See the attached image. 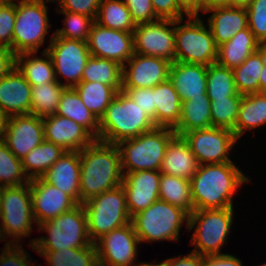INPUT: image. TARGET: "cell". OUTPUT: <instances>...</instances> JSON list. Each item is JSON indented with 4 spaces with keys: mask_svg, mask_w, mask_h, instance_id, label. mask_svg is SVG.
<instances>
[{
    "mask_svg": "<svg viewBox=\"0 0 266 266\" xmlns=\"http://www.w3.org/2000/svg\"><path fill=\"white\" fill-rule=\"evenodd\" d=\"M36 52L21 53L15 56V67L31 86L57 82L52 59L47 51H42L44 58Z\"/></svg>",
    "mask_w": 266,
    "mask_h": 266,
    "instance_id": "83f0119b",
    "label": "cell"
},
{
    "mask_svg": "<svg viewBox=\"0 0 266 266\" xmlns=\"http://www.w3.org/2000/svg\"><path fill=\"white\" fill-rule=\"evenodd\" d=\"M47 236L31 239L28 246L34 251H54L69 248H84L94 243L90 240L87 217L83 204L62 213L37 226Z\"/></svg>",
    "mask_w": 266,
    "mask_h": 266,
    "instance_id": "277c9868",
    "label": "cell"
},
{
    "mask_svg": "<svg viewBox=\"0 0 266 266\" xmlns=\"http://www.w3.org/2000/svg\"><path fill=\"white\" fill-rule=\"evenodd\" d=\"M49 266H99L96 246L54 251H36Z\"/></svg>",
    "mask_w": 266,
    "mask_h": 266,
    "instance_id": "74e56055",
    "label": "cell"
},
{
    "mask_svg": "<svg viewBox=\"0 0 266 266\" xmlns=\"http://www.w3.org/2000/svg\"><path fill=\"white\" fill-rule=\"evenodd\" d=\"M44 140L42 117L32 114L10 116L3 142L19 160Z\"/></svg>",
    "mask_w": 266,
    "mask_h": 266,
    "instance_id": "d6986e66",
    "label": "cell"
},
{
    "mask_svg": "<svg viewBox=\"0 0 266 266\" xmlns=\"http://www.w3.org/2000/svg\"><path fill=\"white\" fill-rule=\"evenodd\" d=\"M0 241L20 245L21 238L31 236L33 223L30 183L0 188ZM6 237V238H5Z\"/></svg>",
    "mask_w": 266,
    "mask_h": 266,
    "instance_id": "52a82bcc",
    "label": "cell"
},
{
    "mask_svg": "<svg viewBox=\"0 0 266 266\" xmlns=\"http://www.w3.org/2000/svg\"><path fill=\"white\" fill-rule=\"evenodd\" d=\"M0 255V266H37L32 263L31 256L22 248V244H5Z\"/></svg>",
    "mask_w": 266,
    "mask_h": 266,
    "instance_id": "681fc988",
    "label": "cell"
},
{
    "mask_svg": "<svg viewBox=\"0 0 266 266\" xmlns=\"http://www.w3.org/2000/svg\"><path fill=\"white\" fill-rule=\"evenodd\" d=\"M42 51L49 53L58 82L67 88L74 87L81 82L84 68L91 56L87 42L55 37L53 33L49 46ZM59 76L65 77L66 82H62Z\"/></svg>",
    "mask_w": 266,
    "mask_h": 266,
    "instance_id": "7c38bea8",
    "label": "cell"
},
{
    "mask_svg": "<svg viewBox=\"0 0 266 266\" xmlns=\"http://www.w3.org/2000/svg\"><path fill=\"white\" fill-rule=\"evenodd\" d=\"M57 12L65 16L63 19L64 28L54 31V36L87 42L91 27L95 20L92 17L79 13L64 10H57Z\"/></svg>",
    "mask_w": 266,
    "mask_h": 266,
    "instance_id": "ee69618b",
    "label": "cell"
},
{
    "mask_svg": "<svg viewBox=\"0 0 266 266\" xmlns=\"http://www.w3.org/2000/svg\"><path fill=\"white\" fill-rule=\"evenodd\" d=\"M122 70L123 66L113 60L90 56L81 81H97L113 87L118 92L122 90Z\"/></svg>",
    "mask_w": 266,
    "mask_h": 266,
    "instance_id": "e575fe53",
    "label": "cell"
},
{
    "mask_svg": "<svg viewBox=\"0 0 266 266\" xmlns=\"http://www.w3.org/2000/svg\"><path fill=\"white\" fill-rule=\"evenodd\" d=\"M176 135L166 127H155L151 131L118 142L123 175L143 170H160L167 145Z\"/></svg>",
    "mask_w": 266,
    "mask_h": 266,
    "instance_id": "5b68a950",
    "label": "cell"
},
{
    "mask_svg": "<svg viewBox=\"0 0 266 266\" xmlns=\"http://www.w3.org/2000/svg\"><path fill=\"white\" fill-rule=\"evenodd\" d=\"M83 206L88 235L93 243L113 229L131 222L122 185L90 198Z\"/></svg>",
    "mask_w": 266,
    "mask_h": 266,
    "instance_id": "30bf717a",
    "label": "cell"
},
{
    "mask_svg": "<svg viewBox=\"0 0 266 266\" xmlns=\"http://www.w3.org/2000/svg\"><path fill=\"white\" fill-rule=\"evenodd\" d=\"M257 52L261 55L263 69L259 79V92L266 93V44H260Z\"/></svg>",
    "mask_w": 266,
    "mask_h": 266,
    "instance_id": "6f0895ef",
    "label": "cell"
},
{
    "mask_svg": "<svg viewBox=\"0 0 266 266\" xmlns=\"http://www.w3.org/2000/svg\"><path fill=\"white\" fill-rule=\"evenodd\" d=\"M16 18V4L0 3V46L12 51V36Z\"/></svg>",
    "mask_w": 266,
    "mask_h": 266,
    "instance_id": "bcb514c9",
    "label": "cell"
},
{
    "mask_svg": "<svg viewBox=\"0 0 266 266\" xmlns=\"http://www.w3.org/2000/svg\"><path fill=\"white\" fill-rule=\"evenodd\" d=\"M10 116L0 108V142H3L8 129Z\"/></svg>",
    "mask_w": 266,
    "mask_h": 266,
    "instance_id": "680465c9",
    "label": "cell"
},
{
    "mask_svg": "<svg viewBox=\"0 0 266 266\" xmlns=\"http://www.w3.org/2000/svg\"><path fill=\"white\" fill-rule=\"evenodd\" d=\"M32 86L14 67L0 79V108L9 116L31 114Z\"/></svg>",
    "mask_w": 266,
    "mask_h": 266,
    "instance_id": "603a6c76",
    "label": "cell"
},
{
    "mask_svg": "<svg viewBox=\"0 0 266 266\" xmlns=\"http://www.w3.org/2000/svg\"><path fill=\"white\" fill-rule=\"evenodd\" d=\"M29 182L24 173L22 161L8 149L4 142H0V188L20 186Z\"/></svg>",
    "mask_w": 266,
    "mask_h": 266,
    "instance_id": "b9f144b4",
    "label": "cell"
},
{
    "mask_svg": "<svg viewBox=\"0 0 266 266\" xmlns=\"http://www.w3.org/2000/svg\"><path fill=\"white\" fill-rule=\"evenodd\" d=\"M15 56L9 48L0 46V79L15 67Z\"/></svg>",
    "mask_w": 266,
    "mask_h": 266,
    "instance_id": "9f6ffc18",
    "label": "cell"
},
{
    "mask_svg": "<svg viewBox=\"0 0 266 266\" xmlns=\"http://www.w3.org/2000/svg\"><path fill=\"white\" fill-rule=\"evenodd\" d=\"M133 101L153 120L156 126V105L154 103V88H122Z\"/></svg>",
    "mask_w": 266,
    "mask_h": 266,
    "instance_id": "7dc6e473",
    "label": "cell"
},
{
    "mask_svg": "<svg viewBox=\"0 0 266 266\" xmlns=\"http://www.w3.org/2000/svg\"><path fill=\"white\" fill-rule=\"evenodd\" d=\"M242 96H229L211 101L212 127L233 131L238 118Z\"/></svg>",
    "mask_w": 266,
    "mask_h": 266,
    "instance_id": "7bdbcfd3",
    "label": "cell"
},
{
    "mask_svg": "<svg viewBox=\"0 0 266 266\" xmlns=\"http://www.w3.org/2000/svg\"><path fill=\"white\" fill-rule=\"evenodd\" d=\"M212 13L208 26L217 46L228 42L239 31L248 28V15L244 7H216L204 14Z\"/></svg>",
    "mask_w": 266,
    "mask_h": 266,
    "instance_id": "d4e9b609",
    "label": "cell"
},
{
    "mask_svg": "<svg viewBox=\"0 0 266 266\" xmlns=\"http://www.w3.org/2000/svg\"><path fill=\"white\" fill-rule=\"evenodd\" d=\"M199 165L232 162L229 154L238 142L233 131L225 128L209 127L184 133Z\"/></svg>",
    "mask_w": 266,
    "mask_h": 266,
    "instance_id": "4fadbf2b",
    "label": "cell"
},
{
    "mask_svg": "<svg viewBox=\"0 0 266 266\" xmlns=\"http://www.w3.org/2000/svg\"><path fill=\"white\" fill-rule=\"evenodd\" d=\"M262 69V58L257 51L251 54L240 66L232 69L239 94L259 93V79Z\"/></svg>",
    "mask_w": 266,
    "mask_h": 266,
    "instance_id": "60d3db41",
    "label": "cell"
},
{
    "mask_svg": "<svg viewBox=\"0 0 266 266\" xmlns=\"http://www.w3.org/2000/svg\"><path fill=\"white\" fill-rule=\"evenodd\" d=\"M175 20V61L209 66L217 62L218 46L199 16Z\"/></svg>",
    "mask_w": 266,
    "mask_h": 266,
    "instance_id": "9c48e42d",
    "label": "cell"
},
{
    "mask_svg": "<svg viewBox=\"0 0 266 266\" xmlns=\"http://www.w3.org/2000/svg\"><path fill=\"white\" fill-rule=\"evenodd\" d=\"M260 44L249 28L239 31L228 42L218 46L217 63L230 69L238 67L258 50Z\"/></svg>",
    "mask_w": 266,
    "mask_h": 266,
    "instance_id": "4316f807",
    "label": "cell"
},
{
    "mask_svg": "<svg viewBox=\"0 0 266 266\" xmlns=\"http://www.w3.org/2000/svg\"><path fill=\"white\" fill-rule=\"evenodd\" d=\"M199 164L183 136L175 135L167 145L160 172L190 180Z\"/></svg>",
    "mask_w": 266,
    "mask_h": 266,
    "instance_id": "484cf974",
    "label": "cell"
},
{
    "mask_svg": "<svg viewBox=\"0 0 266 266\" xmlns=\"http://www.w3.org/2000/svg\"><path fill=\"white\" fill-rule=\"evenodd\" d=\"M176 3L185 17L200 16L199 12L204 13L203 0H176Z\"/></svg>",
    "mask_w": 266,
    "mask_h": 266,
    "instance_id": "11a10c76",
    "label": "cell"
},
{
    "mask_svg": "<svg viewBox=\"0 0 266 266\" xmlns=\"http://www.w3.org/2000/svg\"><path fill=\"white\" fill-rule=\"evenodd\" d=\"M203 266H243L242 261L231 254L205 256Z\"/></svg>",
    "mask_w": 266,
    "mask_h": 266,
    "instance_id": "db71d44e",
    "label": "cell"
},
{
    "mask_svg": "<svg viewBox=\"0 0 266 266\" xmlns=\"http://www.w3.org/2000/svg\"><path fill=\"white\" fill-rule=\"evenodd\" d=\"M95 22L105 28L125 32H133L136 28L123 0H101Z\"/></svg>",
    "mask_w": 266,
    "mask_h": 266,
    "instance_id": "8d00e7d4",
    "label": "cell"
},
{
    "mask_svg": "<svg viewBox=\"0 0 266 266\" xmlns=\"http://www.w3.org/2000/svg\"><path fill=\"white\" fill-rule=\"evenodd\" d=\"M42 119L45 140L66 151H81L96 140L85 127L69 118L52 114Z\"/></svg>",
    "mask_w": 266,
    "mask_h": 266,
    "instance_id": "44dd1931",
    "label": "cell"
},
{
    "mask_svg": "<svg viewBox=\"0 0 266 266\" xmlns=\"http://www.w3.org/2000/svg\"><path fill=\"white\" fill-rule=\"evenodd\" d=\"M55 114L81 124L98 140L99 119L84 105L73 87L64 90Z\"/></svg>",
    "mask_w": 266,
    "mask_h": 266,
    "instance_id": "1f68e13d",
    "label": "cell"
},
{
    "mask_svg": "<svg viewBox=\"0 0 266 266\" xmlns=\"http://www.w3.org/2000/svg\"><path fill=\"white\" fill-rule=\"evenodd\" d=\"M46 1H49V3L50 2H55L56 3L57 0H46Z\"/></svg>",
    "mask_w": 266,
    "mask_h": 266,
    "instance_id": "e7e4bbea",
    "label": "cell"
},
{
    "mask_svg": "<svg viewBox=\"0 0 266 266\" xmlns=\"http://www.w3.org/2000/svg\"><path fill=\"white\" fill-rule=\"evenodd\" d=\"M21 1H25V0H0V3H18V2H21Z\"/></svg>",
    "mask_w": 266,
    "mask_h": 266,
    "instance_id": "be15d7a7",
    "label": "cell"
},
{
    "mask_svg": "<svg viewBox=\"0 0 266 266\" xmlns=\"http://www.w3.org/2000/svg\"><path fill=\"white\" fill-rule=\"evenodd\" d=\"M204 12L216 7H228V0H203Z\"/></svg>",
    "mask_w": 266,
    "mask_h": 266,
    "instance_id": "91938a15",
    "label": "cell"
},
{
    "mask_svg": "<svg viewBox=\"0 0 266 266\" xmlns=\"http://www.w3.org/2000/svg\"><path fill=\"white\" fill-rule=\"evenodd\" d=\"M155 15L159 19L179 20L185 14L178 8L176 0H151Z\"/></svg>",
    "mask_w": 266,
    "mask_h": 266,
    "instance_id": "816d5d0a",
    "label": "cell"
},
{
    "mask_svg": "<svg viewBox=\"0 0 266 266\" xmlns=\"http://www.w3.org/2000/svg\"><path fill=\"white\" fill-rule=\"evenodd\" d=\"M234 216L233 207L194 210L189 215L188 230L195 226L190 243L195 253L202 256L219 255L227 242Z\"/></svg>",
    "mask_w": 266,
    "mask_h": 266,
    "instance_id": "ba28073f",
    "label": "cell"
},
{
    "mask_svg": "<svg viewBox=\"0 0 266 266\" xmlns=\"http://www.w3.org/2000/svg\"><path fill=\"white\" fill-rule=\"evenodd\" d=\"M168 266H203L205 256H202L194 251L184 257H172L165 260Z\"/></svg>",
    "mask_w": 266,
    "mask_h": 266,
    "instance_id": "f5cc1de1",
    "label": "cell"
},
{
    "mask_svg": "<svg viewBox=\"0 0 266 266\" xmlns=\"http://www.w3.org/2000/svg\"><path fill=\"white\" fill-rule=\"evenodd\" d=\"M206 94L210 101L229 96H243L239 94L233 70L219 65L217 62L207 66Z\"/></svg>",
    "mask_w": 266,
    "mask_h": 266,
    "instance_id": "ab89813d",
    "label": "cell"
},
{
    "mask_svg": "<svg viewBox=\"0 0 266 266\" xmlns=\"http://www.w3.org/2000/svg\"><path fill=\"white\" fill-rule=\"evenodd\" d=\"M134 53L175 61V20L158 19L136 25L133 31Z\"/></svg>",
    "mask_w": 266,
    "mask_h": 266,
    "instance_id": "5bb4252c",
    "label": "cell"
},
{
    "mask_svg": "<svg viewBox=\"0 0 266 266\" xmlns=\"http://www.w3.org/2000/svg\"><path fill=\"white\" fill-rule=\"evenodd\" d=\"M250 1L251 0H228V6L246 8L250 4Z\"/></svg>",
    "mask_w": 266,
    "mask_h": 266,
    "instance_id": "94428289",
    "label": "cell"
},
{
    "mask_svg": "<svg viewBox=\"0 0 266 266\" xmlns=\"http://www.w3.org/2000/svg\"><path fill=\"white\" fill-rule=\"evenodd\" d=\"M155 127L153 120L144 110L121 90L99 120L98 140L117 144L122 140L138 137Z\"/></svg>",
    "mask_w": 266,
    "mask_h": 266,
    "instance_id": "3957f363",
    "label": "cell"
},
{
    "mask_svg": "<svg viewBox=\"0 0 266 266\" xmlns=\"http://www.w3.org/2000/svg\"><path fill=\"white\" fill-rule=\"evenodd\" d=\"M73 88L77 91L84 105L93 112L99 120L118 93L113 87L97 81H81Z\"/></svg>",
    "mask_w": 266,
    "mask_h": 266,
    "instance_id": "d590c367",
    "label": "cell"
},
{
    "mask_svg": "<svg viewBox=\"0 0 266 266\" xmlns=\"http://www.w3.org/2000/svg\"><path fill=\"white\" fill-rule=\"evenodd\" d=\"M80 204L122 184L124 175L116 144L95 140L80 151Z\"/></svg>",
    "mask_w": 266,
    "mask_h": 266,
    "instance_id": "7a4b0ae2",
    "label": "cell"
},
{
    "mask_svg": "<svg viewBox=\"0 0 266 266\" xmlns=\"http://www.w3.org/2000/svg\"><path fill=\"white\" fill-rule=\"evenodd\" d=\"M246 11L248 28L261 44H266V0H251Z\"/></svg>",
    "mask_w": 266,
    "mask_h": 266,
    "instance_id": "f6af8a7d",
    "label": "cell"
},
{
    "mask_svg": "<svg viewBox=\"0 0 266 266\" xmlns=\"http://www.w3.org/2000/svg\"><path fill=\"white\" fill-rule=\"evenodd\" d=\"M160 178V170H143L124 175L121 185L131 218L159 200Z\"/></svg>",
    "mask_w": 266,
    "mask_h": 266,
    "instance_id": "ffe728a7",
    "label": "cell"
},
{
    "mask_svg": "<svg viewBox=\"0 0 266 266\" xmlns=\"http://www.w3.org/2000/svg\"><path fill=\"white\" fill-rule=\"evenodd\" d=\"M87 45L91 56L113 60L123 66L134 55L133 32L105 28L94 22Z\"/></svg>",
    "mask_w": 266,
    "mask_h": 266,
    "instance_id": "2e32d148",
    "label": "cell"
},
{
    "mask_svg": "<svg viewBox=\"0 0 266 266\" xmlns=\"http://www.w3.org/2000/svg\"><path fill=\"white\" fill-rule=\"evenodd\" d=\"M29 183L36 227L78 205L70 195L44 182L41 178L31 179Z\"/></svg>",
    "mask_w": 266,
    "mask_h": 266,
    "instance_id": "ac0fdd59",
    "label": "cell"
},
{
    "mask_svg": "<svg viewBox=\"0 0 266 266\" xmlns=\"http://www.w3.org/2000/svg\"><path fill=\"white\" fill-rule=\"evenodd\" d=\"M56 10L87 15L96 20L101 0H57Z\"/></svg>",
    "mask_w": 266,
    "mask_h": 266,
    "instance_id": "f907efd6",
    "label": "cell"
},
{
    "mask_svg": "<svg viewBox=\"0 0 266 266\" xmlns=\"http://www.w3.org/2000/svg\"><path fill=\"white\" fill-rule=\"evenodd\" d=\"M185 222L188 229L189 215L184 210L162 200L155 201L131 218L140 244L160 240L179 242L180 230Z\"/></svg>",
    "mask_w": 266,
    "mask_h": 266,
    "instance_id": "8992f818",
    "label": "cell"
},
{
    "mask_svg": "<svg viewBox=\"0 0 266 266\" xmlns=\"http://www.w3.org/2000/svg\"><path fill=\"white\" fill-rule=\"evenodd\" d=\"M234 162L199 165L189 180L194 210L233 207V196L249 177Z\"/></svg>",
    "mask_w": 266,
    "mask_h": 266,
    "instance_id": "6da1fadb",
    "label": "cell"
},
{
    "mask_svg": "<svg viewBox=\"0 0 266 266\" xmlns=\"http://www.w3.org/2000/svg\"><path fill=\"white\" fill-rule=\"evenodd\" d=\"M211 101L207 94L202 97H192L183 101L181 106V118L178 125L173 129L176 135L182 136L192 130L212 127Z\"/></svg>",
    "mask_w": 266,
    "mask_h": 266,
    "instance_id": "f546056e",
    "label": "cell"
},
{
    "mask_svg": "<svg viewBox=\"0 0 266 266\" xmlns=\"http://www.w3.org/2000/svg\"><path fill=\"white\" fill-rule=\"evenodd\" d=\"M156 127L174 129L181 118L182 102L172 83L167 80L154 87Z\"/></svg>",
    "mask_w": 266,
    "mask_h": 266,
    "instance_id": "f1b7e54d",
    "label": "cell"
},
{
    "mask_svg": "<svg viewBox=\"0 0 266 266\" xmlns=\"http://www.w3.org/2000/svg\"><path fill=\"white\" fill-rule=\"evenodd\" d=\"M131 13L135 25L153 22L159 18L155 15L151 0H123Z\"/></svg>",
    "mask_w": 266,
    "mask_h": 266,
    "instance_id": "c3c4849f",
    "label": "cell"
},
{
    "mask_svg": "<svg viewBox=\"0 0 266 266\" xmlns=\"http://www.w3.org/2000/svg\"><path fill=\"white\" fill-rule=\"evenodd\" d=\"M65 152L62 147L44 140L21 160L25 175L29 180L41 178Z\"/></svg>",
    "mask_w": 266,
    "mask_h": 266,
    "instance_id": "d6a6232c",
    "label": "cell"
},
{
    "mask_svg": "<svg viewBox=\"0 0 266 266\" xmlns=\"http://www.w3.org/2000/svg\"><path fill=\"white\" fill-rule=\"evenodd\" d=\"M262 125H266V93L259 92L243 95L237 122L233 130L236 138L240 140V137L245 132L254 130Z\"/></svg>",
    "mask_w": 266,
    "mask_h": 266,
    "instance_id": "4dcf8cb0",
    "label": "cell"
},
{
    "mask_svg": "<svg viewBox=\"0 0 266 266\" xmlns=\"http://www.w3.org/2000/svg\"><path fill=\"white\" fill-rule=\"evenodd\" d=\"M140 244L132 223L113 229L94 242L99 266H138Z\"/></svg>",
    "mask_w": 266,
    "mask_h": 266,
    "instance_id": "9a60e30c",
    "label": "cell"
},
{
    "mask_svg": "<svg viewBox=\"0 0 266 266\" xmlns=\"http://www.w3.org/2000/svg\"><path fill=\"white\" fill-rule=\"evenodd\" d=\"M126 63L122 88H154L168 80L171 62L163 58L134 53Z\"/></svg>",
    "mask_w": 266,
    "mask_h": 266,
    "instance_id": "e0dca14e",
    "label": "cell"
},
{
    "mask_svg": "<svg viewBox=\"0 0 266 266\" xmlns=\"http://www.w3.org/2000/svg\"><path fill=\"white\" fill-rule=\"evenodd\" d=\"M206 77L207 66L174 61L169 69L168 80L183 102L206 94Z\"/></svg>",
    "mask_w": 266,
    "mask_h": 266,
    "instance_id": "cb8c5ba5",
    "label": "cell"
},
{
    "mask_svg": "<svg viewBox=\"0 0 266 266\" xmlns=\"http://www.w3.org/2000/svg\"><path fill=\"white\" fill-rule=\"evenodd\" d=\"M80 151H66L41 179L70 195L80 204Z\"/></svg>",
    "mask_w": 266,
    "mask_h": 266,
    "instance_id": "7402d4cb",
    "label": "cell"
},
{
    "mask_svg": "<svg viewBox=\"0 0 266 266\" xmlns=\"http://www.w3.org/2000/svg\"><path fill=\"white\" fill-rule=\"evenodd\" d=\"M67 87L60 82L32 86L31 114L45 117L57 112L58 104Z\"/></svg>",
    "mask_w": 266,
    "mask_h": 266,
    "instance_id": "f35d334b",
    "label": "cell"
},
{
    "mask_svg": "<svg viewBox=\"0 0 266 266\" xmlns=\"http://www.w3.org/2000/svg\"><path fill=\"white\" fill-rule=\"evenodd\" d=\"M138 266H168V264H167V262L164 260V261H162V262H160V263H158V264H156V263H154V264H151V263H144V262H142V263H139V265Z\"/></svg>",
    "mask_w": 266,
    "mask_h": 266,
    "instance_id": "6125c7cd",
    "label": "cell"
},
{
    "mask_svg": "<svg viewBox=\"0 0 266 266\" xmlns=\"http://www.w3.org/2000/svg\"><path fill=\"white\" fill-rule=\"evenodd\" d=\"M46 0H25L16 3V18L12 36V52L15 55L36 52L44 45L49 32Z\"/></svg>",
    "mask_w": 266,
    "mask_h": 266,
    "instance_id": "8fae6325",
    "label": "cell"
},
{
    "mask_svg": "<svg viewBox=\"0 0 266 266\" xmlns=\"http://www.w3.org/2000/svg\"><path fill=\"white\" fill-rule=\"evenodd\" d=\"M159 200L184 210L188 215L194 211L190 181L161 173Z\"/></svg>",
    "mask_w": 266,
    "mask_h": 266,
    "instance_id": "836d02e7",
    "label": "cell"
}]
</instances>
